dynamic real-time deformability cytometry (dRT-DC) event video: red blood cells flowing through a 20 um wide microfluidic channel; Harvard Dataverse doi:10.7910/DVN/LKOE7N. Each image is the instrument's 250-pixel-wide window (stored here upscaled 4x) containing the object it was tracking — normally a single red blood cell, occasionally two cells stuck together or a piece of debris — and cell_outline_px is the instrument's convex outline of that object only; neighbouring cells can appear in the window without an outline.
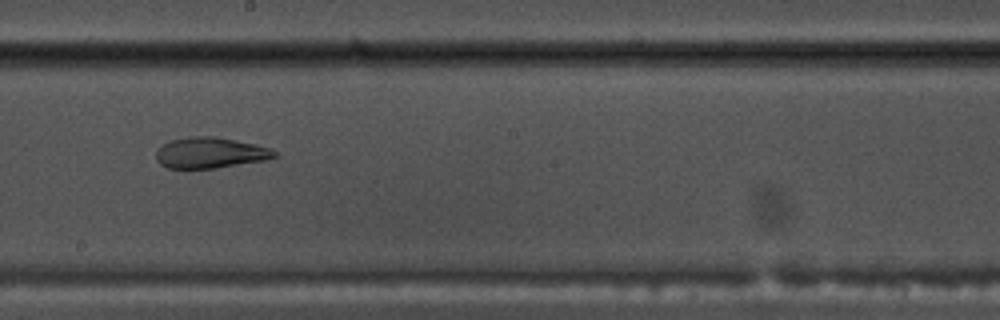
{"species": "common noctule bat (a hibernating species)", "species_latin": "Nyctalus noctula", "temperature_condition": "warm", "stored_images_in_passage": 39, "camera_frame_rate_fps": 3000, "um_per_image_px": 0.085, "animal": {"sex": "male", "body_mass_g": 17.5, "forearm_length_mm": 52.3}, "frame": {"image": 1, "passage_image": 16, "time_ms": 5.0, "image_size_px": [1000, 320], "cell_outline_px": [[276, 156], [264, 160], [216, 168], [168, 168], [160, 164], [156, 160], [156, 152], [168, 140], [188, 136], [216, 136], [256, 144], [272, 148], [276, 152]], "centroid_in_image_um": [17.86, 12.97], "position_along_channel_um": 230.3, "area_um2": 21.33}}
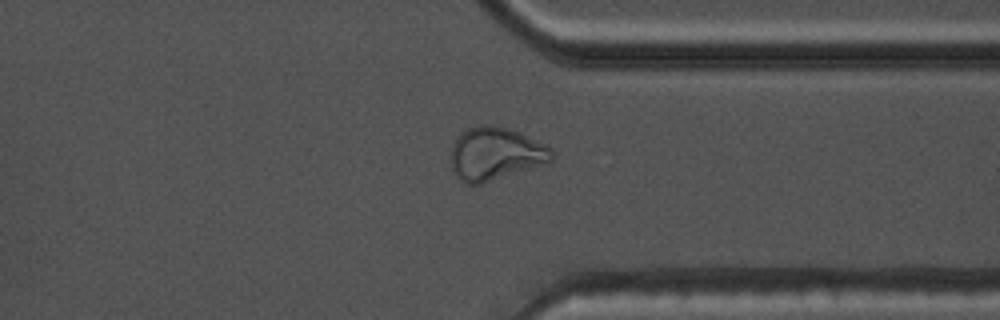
{"frame": {"image": 2, "passage_image": 27, "time_ms": 8.667, "image_size_px": [1000, 320], "cell_outline_px": [[552, 160], [480, 184], [464, 184], [456, 176], [452, 168], [452, 144], [460, 132], [464, 128], [480, 124], [492, 124], [508, 128], [520, 132], [548, 144], [552, 148]], "centroid_in_image_um": [42.08, 13.02], "position_along_channel_um": 369.3, "area_um2": 31.1}}
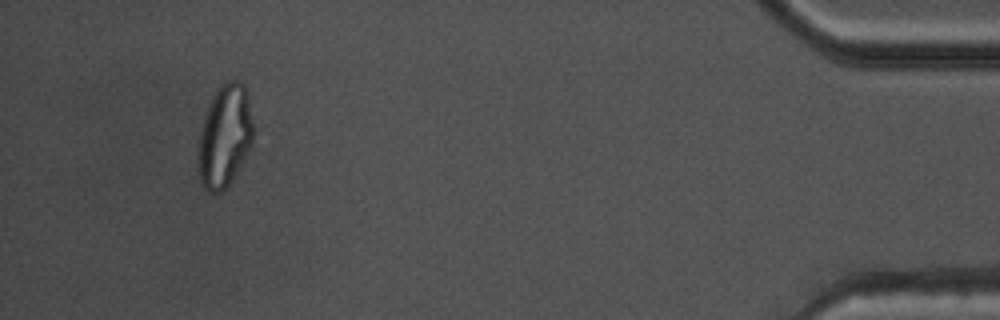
{"frame": {"image": 3, "passage_image": 36, "time_ms": 11.667, "image_size_px": [1000, 320], "cell_outline_px": [[256, 128], [252, 144], [236, 172], [224, 192], [208, 192], [204, 188], [200, 180], [200, 132], [204, 116], [208, 104], [216, 88], [224, 80], [240, 80], [244, 84], [248, 96]], "centroid_in_image_um": [19.16, 11.49], "position_along_channel_um": 416.0, "area_um2": 33.12}, "authors_computed_cell_mechanics": {"area_um2": 24.2182, "velocity_mm_per_s": 3.8196, "shape_relaxation_time_tau1_ms": null, "shape_relaxation_time_tau2_ms": 1.2489, "deformation_change_tau1": null, "deformation_change_tau2": 0.0728}}